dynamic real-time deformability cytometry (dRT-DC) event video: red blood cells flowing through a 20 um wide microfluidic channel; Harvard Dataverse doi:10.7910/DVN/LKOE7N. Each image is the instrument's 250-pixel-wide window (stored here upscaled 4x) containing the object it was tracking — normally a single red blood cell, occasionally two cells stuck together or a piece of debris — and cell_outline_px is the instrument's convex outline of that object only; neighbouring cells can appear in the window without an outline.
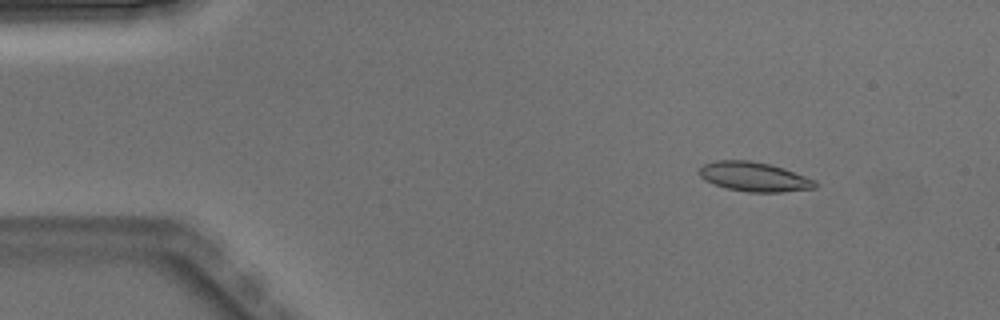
{"species": "Egyptian fruit bat (a non-hibernating species)", "species_latin": "Rousettus aegyptiacus", "temperature_condition": "warm", "stored_images_in_passage": 4, "camera_frame_rate_fps": 3000, "um_per_image_px": 0.085, "animal": {"sex": "male"}, "frame": {"image": 1, "passage_image": 2, "time_ms": 0.333, "image_size_px": [1000, 320], "cell_outline_px": [[816, 188], [780, 192], [748, 192], [728, 188], [704, 180], [700, 176], [700, 168], [704, 164], [716, 160], [748, 160], [772, 164], [784, 168], [816, 180]], "centroid_in_image_um": [64.12, 15.01], "position_along_channel_um": 20.9, "area_um2": 19.77}}